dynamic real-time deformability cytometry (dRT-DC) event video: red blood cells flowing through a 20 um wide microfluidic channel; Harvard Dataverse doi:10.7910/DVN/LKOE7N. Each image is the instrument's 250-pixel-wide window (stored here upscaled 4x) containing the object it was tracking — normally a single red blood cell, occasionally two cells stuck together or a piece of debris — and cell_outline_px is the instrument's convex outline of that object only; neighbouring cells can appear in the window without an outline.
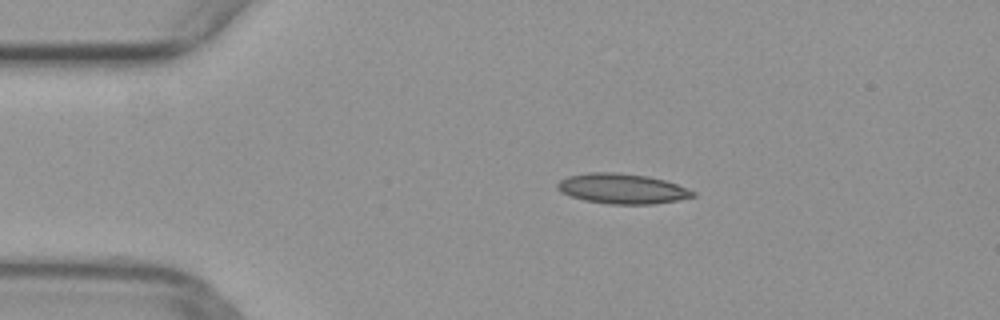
{"species": "common noctule bat (a hibernating species)", "species_latin": "Nyctalus noctula", "temperature_condition": "warm", "stored_images_in_passage": 6, "camera_frame_rate_fps": 3000, "um_per_image_px": 0.085, "animal": {"sex": "female", "body_mass_g": 29.2, "forearm_length_mm": 56.3}, "frame": {"image": 1, "passage_image": 1, "time_ms": 0.0, "image_size_px": [1000, 320], "cell_outline_px": [[696, 196], [680, 200], [656, 204], [612, 204], [584, 200], [560, 192], [556, 188], [556, 184], [560, 180], [568, 176], [588, 172], [616, 172], [648, 176], [664, 180], [676, 184], [696, 192]], "centroid_in_image_um": [52.89, 16.03], "position_along_channel_um": 32.1, "area_um2": 23.87}}